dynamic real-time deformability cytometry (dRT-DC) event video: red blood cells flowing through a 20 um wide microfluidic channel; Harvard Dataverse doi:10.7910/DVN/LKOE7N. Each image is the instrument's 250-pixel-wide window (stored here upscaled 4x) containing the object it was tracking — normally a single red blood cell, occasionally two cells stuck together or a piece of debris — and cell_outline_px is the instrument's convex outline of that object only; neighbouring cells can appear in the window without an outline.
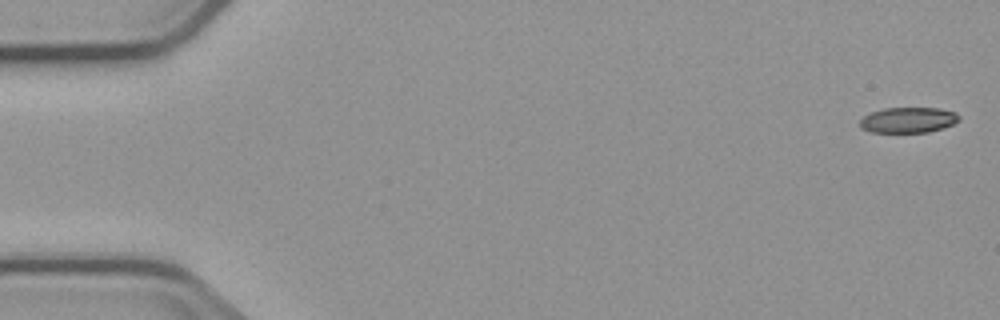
{"species": "common noctule bat (a hibernating species)", "species_latin": "Nyctalus noctula", "temperature_condition": "cold", "stored_images_in_passage": 5, "camera_frame_rate_fps": 3000, "um_per_image_px": 0.085, "animal": {"sex": "male", "body_mass_g": 23.1, "forearm_length_mm": 52.7}, "frame": {"image": 1, "passage_image": 1, "time_ms": 0.0, "image_size_px": [1000, 320], "cell_outline_px": [[960, 120], [952, 124], [928, 132], [872, 132], [860, 128], [860, 120], [864, 116], [872, 112], [884, 108], [940, 108], [956, 112], [960, 116]], "centroid_in_image_um": [77.2, 10.19], "position_along_channel_um": 7.8, "area_um2": 14.68}}
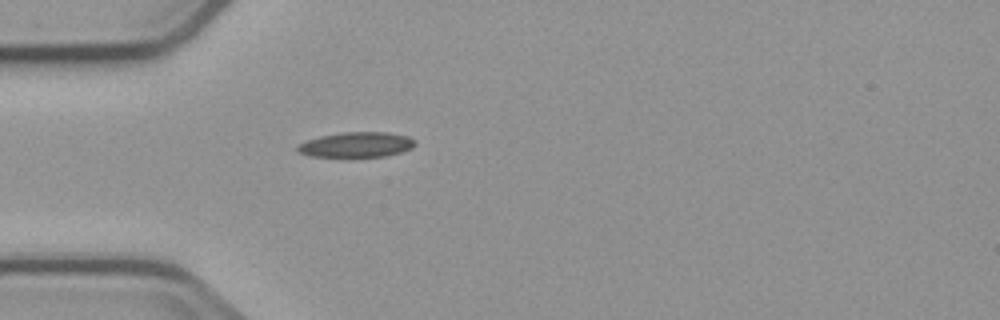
{"frame": {"image": 2, "passage_image": 5, "time_ms": 5.0, "image_size_px": [1000, 320], "cell_outline_px": [[416, 144], [412, 148], [400, 152], [384, 156], [312, 156], [296, 152], [296, 148], [300, 144], [308, 140], [320, 136], [344, 132], [384, 132], [408, 136], [416, 140]], "centroid_in_image_um": [30.32, 12.29], "position_along_channel_um": 54.7, "area_um2": 16.99}}